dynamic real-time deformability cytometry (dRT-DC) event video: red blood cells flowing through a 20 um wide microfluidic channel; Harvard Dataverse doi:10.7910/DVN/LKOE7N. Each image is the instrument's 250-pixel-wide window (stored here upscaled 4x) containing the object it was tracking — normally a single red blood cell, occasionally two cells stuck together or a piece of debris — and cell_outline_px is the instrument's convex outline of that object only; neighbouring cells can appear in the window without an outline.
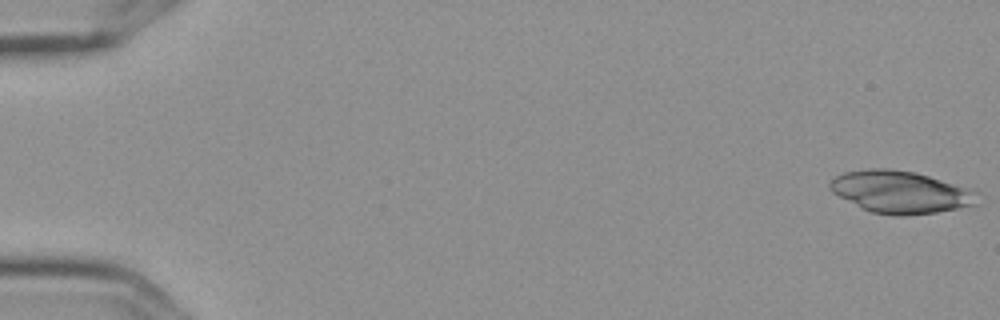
{"species": "Egyptian fruit bat (a non-hibernating species)", "species_latin": "Rousettus aegyptiacus", "temperature_condition": "cold", "stored_images_in_passage": 6, "camera_frame_rate_fps": 3000, "um_per_image_px": 0.085, "frame": {"image": 1, "passage_image": 1, "time_ms": 0.0, "image_size_px": [1000, 320], "cell_outline_px": [[976, 204], [936, 212], [900, 216], [892, 216], [872, 212], [860, 208], [832, 192], [828, 188], [828, 184], [836, 176], [844, 172], [868, 168], [888, 168], [916, 172], [976, 192]], "centroid_in_image_um": [76.43, 16.32], "position_along_channel_um": 8.6, "area_um2": 35.84}}
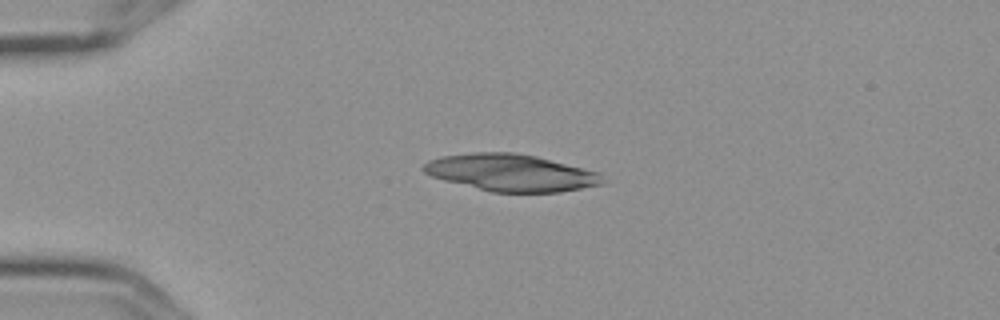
{"frame": {"image": 2, "passage_image": 4, "time_ms": 1.0, "image_size_px": [1000, 320], "cell_outline_px": [[604, 180], [600, 184], [560, 192], [492, 192], [444, 180], [432, 176], [424, 172], [420, 168], [428, 160], [444, 156], [472, 152], [516, 152], [536, 156], [600, 172]], "centroid_in_image_um": [43.41, 14.67], "position_along_channel_um": 41.6, "area_um2": 38.44}}